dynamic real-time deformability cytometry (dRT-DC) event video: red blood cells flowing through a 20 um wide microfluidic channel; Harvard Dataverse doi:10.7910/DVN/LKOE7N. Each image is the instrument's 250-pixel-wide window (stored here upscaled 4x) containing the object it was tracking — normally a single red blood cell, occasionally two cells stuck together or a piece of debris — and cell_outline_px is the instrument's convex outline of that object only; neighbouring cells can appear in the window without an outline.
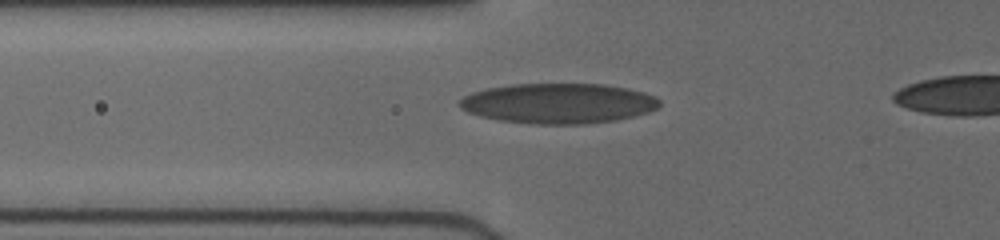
{"species": "human", "species_latin": "Homo sapiens", "temperature_condition": "cold", "stored_images_in_passage": 16, "camera_frame_rate_fps": 3000, "um_per_image_px": 0.085, "donor": {"sex": "female"}, "frame": {"image": 1, "passage_image": 3, "time_ms": 1.333, "image_size_px": [1000, 240], "cell_outline_px": [[660, 104], [656, 108], [648, 112], [616, 120], [584, 124], [532, 124], [500, 120], [480, 116], [468, 112], [460, 108], [460, 100], [464, 96], [472, 92], [488, 88], [512, 84], [604, 84], [628, 88], [644, 92], [656, 96], [660, 100]], "centroid_in_image_um": [47.48, 8.78], "position_along_channel_um": 78.3, "area_um2": 46.82}}
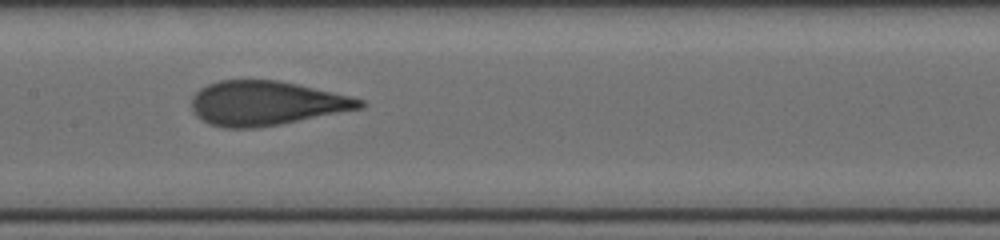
{"frame": {"image": 2, "passage_image": 9, "time_ms": 4.0, "image_size_px": [1000, 240], "cell_outline_px": [[364, 108], [256, 128], [224, 128], [208, 124], [200, 120], [196, 116], [192, 108], [192, 96], [200, 88], [208, 84], [220, 80], [280, 80], [352, 96], [364, 100]], "centroid_in_image_um": [22.6, 8.77], "position_along_channel_um": 184.8, "area_um2": 43.58}}
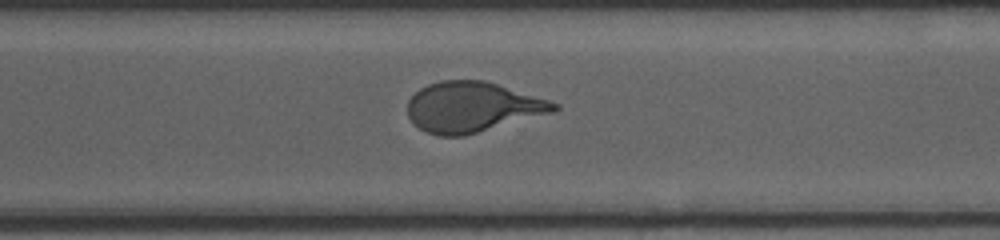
{"frame": {"image": 3, "passage_image": 16, "time_ms": 7.667, "image_size_px": [1000, 240], "cell_outline_px": [[560, 108], [556, 112], [464, 136], [436, 136], [420, 128], [408, 116], [408, 100], [420, 88], [428, 84], [440, 80], [484, 80], [548, 100], [560, 104]], "centroid_in_image_um": [40.17, 9.1], "position_along_channel_um": 330.4, "area_um2": 42.83}}